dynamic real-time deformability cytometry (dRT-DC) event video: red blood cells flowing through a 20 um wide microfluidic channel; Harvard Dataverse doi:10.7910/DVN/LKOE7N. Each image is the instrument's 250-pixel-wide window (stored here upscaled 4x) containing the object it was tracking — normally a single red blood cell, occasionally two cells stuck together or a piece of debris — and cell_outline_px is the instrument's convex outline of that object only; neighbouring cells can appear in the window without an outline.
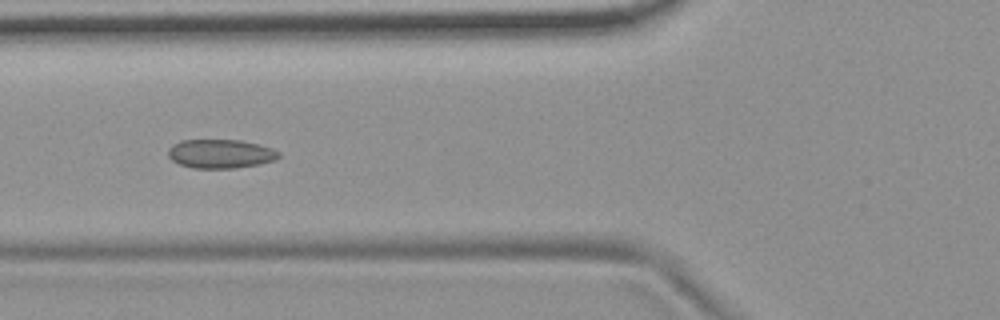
{"species": "common noctule bat (a hibernating species)", "species_latin": "Nyctalus noctula", "temperature_condition": "room temperature", "stored_images_in_passage": 7, "camera_frame_rate_fps": 3000, "um_per_image_px": 0.085, "animal": {"sex": "female", "body_mass_g": 19.9}, "frame": {"image": 1, "passage_image": 6, "time_ms": 1.667, "image_size_px": [1000, 320], "cell_outline_px": [[280, 156], [276, 160], [260, 164], [236, 168], [192, 168], [180, 164], [172, 160], [168, 156], [168, 148], [172, 144], [184, 140], [240, 140], [260, 144], [272, 148], [280, 152]], "centroid_in_image_um": [18.77, 13.07], "position_along_channel_um": 107.0, "area_um2": 18.79}}
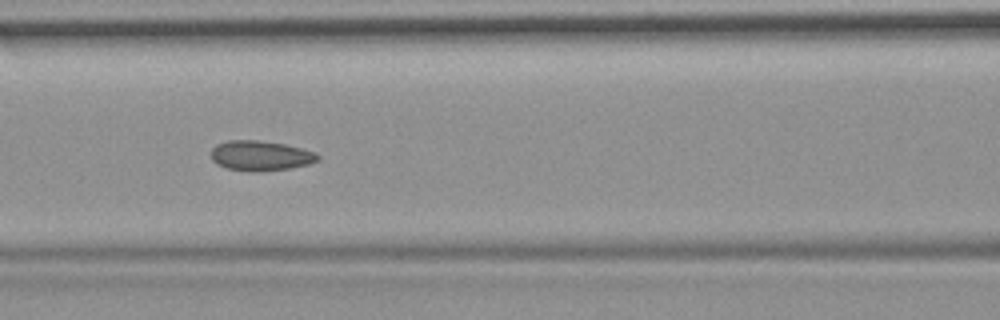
{"frame": {"image": 2, "passage_image": 7, "time_ms": 2.0, "image_size_px": [1000, 320], "cell_outline_px": [[320, 160], [308, 164], [288, 168], [256, 172], [252, 172], [228, 168], [216, 164], [212, 160], [212, 148], [216, 144], [228, 140], [256, 140], [284, 144], [316, 152], [320, 156]], "centroid_in_image_um": [22.14, 13.23], "position_along_channel_um": 144.5, "area_um2": 18.61}}